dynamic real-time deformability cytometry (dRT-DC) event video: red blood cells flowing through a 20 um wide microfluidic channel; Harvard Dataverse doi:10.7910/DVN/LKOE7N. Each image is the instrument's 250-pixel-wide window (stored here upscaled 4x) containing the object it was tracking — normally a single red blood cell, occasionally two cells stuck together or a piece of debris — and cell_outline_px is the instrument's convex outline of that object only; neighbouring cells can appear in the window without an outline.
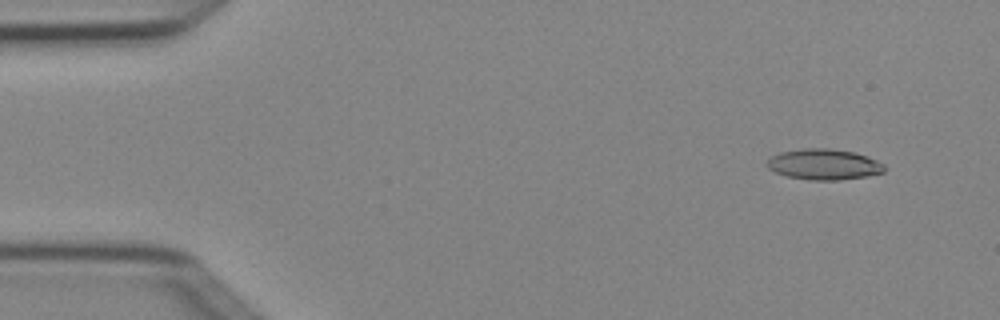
{"species": "Egyptian fruit bat (a non-hibernating species)", "species_latin": "Rousettus aegyptiacus", "temperature_condition": "cold", "stored_images_in_passage": 5, "camera_frame_rate_fps": 3000, "um_per_image_px": 0.085, "animal": {"sex": "female"}, "frame": {"image": 1, "passage_image": 2, "time_ms": 0.333, "image_size_px": [1000, 320], "cell_outline_px": [[884, 172], [868, 176], [836, 180], [808, 180], [788, 176], [776, 172], [768, 168], [764, 164], [772, 156], [780, 152], [804, 148], [828, 148], [852, 152], [868, 156], [884, 164]], "centroid_in_image_um": [70.02, 13.97], "position_along_channel_um": 15.0, "area_um2": 20.98}}
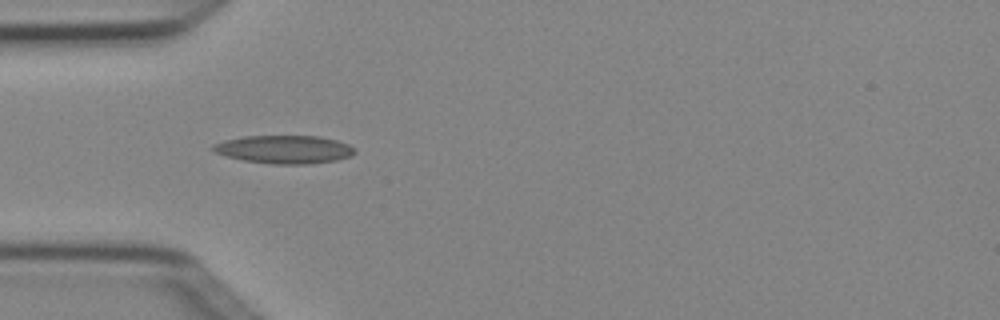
{"frame": {"image": 2, "passage_image": 5, "time_ms": 1.333, "image_size_px": [1000, 320], "cell_outline_px": [[356, 152], [352, 156], [336, 160], [308, 164], [272, 164], [244, 160], [212, 152], [208, 148], [212, 144], [224, 140], [244, 136], [320, 136], [336, 140], [348, 144], [356, 148]], "centroid_in_image_um": [24.15, 12.69], "position_along_channel_um": 60.9, "area_um2": 23.47}}